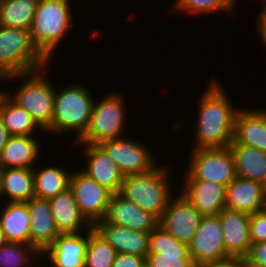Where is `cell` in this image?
Wrapping results in <instances>:
<instances>
[{
  "label": "cell",
  "instance_id": "obj_1",
  "mask_svg": "<svg viewBox=\"0 0 266 267\" xmlns=\"http://www.w3.org/2000/svg\"><path fill=\"white\" fill-rule=\"evenodd\" d=\"M212 78L197 101L198 118L194 149L229 147L233 141L235 118L241 108L232 103L222 84Z\"/></svg>",
  "mask_w": 266,
  "mask_h": 267
},
{
  "label": "cell",
  "instance_id": "obj_2",
  "mask_svg": "<svg viewBox=\"0 0 266 267\" xmlns=\"http://www.w3.org/2000/svg\"><path fill=\"white\" fill-rule=\"evenodd\" d=\"M71 13L70 0L37 2L30 34L34 46L48 62L73 26Z\"/></svg>",
  "mask_w": 266,
  "mask_h": 267
},
{
  "label": "cell",
  "instance_id": "obj_3",
  "mask_svg": "<svg viewBox=\"0 0 266 267\" xmlns=\"http://www.w3.org/2000/svg\"><path fill=\"white\" fill-rule=\"evenodd\" d=\"M46 69L4 77V83L7 80H25L18 89H15L16 92L12 91L13 94L7 92L6 88L4 92L15 104L24 108L31 115L44 133H48L52 127L54 95L56 92L48 77H45Z\"/></svg>",
  "mask_w": 266,
  "mask_h": 267
},
{
  "label": "cell",
  "instance_id": "obj_4",
  "mask_svg": "<svg viewBox=\"0 0 266 267\" xmlns=\"http://www.w3.org/2000/svg\"><path fill=\"white\" fill-rule=\"evenodd\" d=\"M168 169L171 170L159 164L148 173L125 176L119 194L160 219L174 197Z\"/></svg>",
  "mask_w": 266,
  "mask_h": 267
},
{
  "label": "cell",
  "instance_id": "obj_5",
  "mask_svg": "<svg viewBox=\"0 0 266 267\" xmlns=\"http://www.w3.org/2000/svg\"><path fill=\"white\" fill-rule=\"evenodd\" d=\"M69 84L58 89L54 95L52 127L49 133L63 135L76 131L75 142L86 132L96 98L83 84ZM67 131V132H66ZM63 132V133H62Z\"/></svg>",
  "mask_w": 266,
  "mask_h": 267
},
{
  "label": "cell",
  "instance_id": "obj_6",
  "mask_svg": "<svg viewBox=\"0 0 266 267\" xmlns=\"http://www.w3.org/2000/svg\"><path fill=\"white\" fill-rule=\"evenodd\" d=\"M48 61L34 46L29 30L0 26V74L3 77L46 68Z\"/></svg>",
  "mask_w": 266,
  "mask_h": 267
},
{
  "label": "cell",
  "instance_id": "obj_7",
  "mask_svg": "<svg viewBox=\"0 0 266 267\" xmlns=\"http://www.w3.org/2000/svg\"><path fill=\"white\" fill-rule=\"evenodd\" d=\"M115 93H107L108 96L100 102L95 100L89 125L84 135L76 141L77 145H100L104 141L124 136L127 105H124L125 98Z\"/></svg>",
  "mask_w": 266,
  "mask_h": 267
},
{
  "label": "cell",
  "instance_id": "obj_8",
  "mask_svg": "<svg viewBox=\"0 0 266 267\" xmlns=\"http://www.w3.org/2000/svg\"><path fill=\"white\" fill-rule=\"evenodd\" d=\"M191 152L183 181H212L227 187L236 177L230 147L198 148Z\"/></svg>",
  "mask_w": 266,
  "mask_h": 267
},
{
  "label": "cell",
  "instance_id": "obj_9",
  "mask_svg": "<svg viewBox=\"0 0 266 267\" xmlns=\"http://www.w3.org/2000/svg\"><path fill=\"white\" fill-rule=\"evenodd\" d=\"M126 136L104 141L100 146L119 167L124 176L142 175L157 166V159L142 141ZM142 143V144H141Z\"/></svg>",
  "mask_w": 266,
  "mask_h": 267
},
{
  "label": "cell",
  "instance_id": "obj_10",
  "mask_svg": "<svg viewBox=\"0 0 266 267\" xmlns=\"http://www.w3.org/2000/svg\"><path fill=\"white\" fill-rule=\"evenodd\" d=\"M80 213L93 226L105 216L113 192L80 170L72 171L70 187Z\"/></svg>",
  "mask_w": 266,
  "mask_h": 267
},
{
  "label": "cell",
  "instance_id": "obj_11",
  "mask_svg": "<svg viewBox=\"0 0 266 267\" xmlns=\"http://www.w3.org/2000/svg\"><path fill=\"white\" fill-rule=\"evenodd\" d=\"M148 267H195L189 245L178 241L160 225L150 232Z\"/></svg>",
  "mask_w": 266,
  "mask_h": 267
},
{
  "label": "cell",
  "instance_id": "obj_12",
  "mask_svg": "<svg viewBox=\"0 0 266 267\" xmlns=\"http://www.w3.org/2000/svg\"><path fill=\"white\" fill-rule=\"evenodd\" d=\"M202 217L203 215L179 191L164 210L159 225L178 241L189 245Z\"/></svg>",
  "mask_w": 266,
  "mask_h": 267
},
{
  "label": "cell",
  "instance_id": "obj_13",
  "mask_svg": "<svg viewBox=\"0 0 266 267\" xmlns=\"http://www.w3.org/2000/svg\"><path fill=\"white\" fill-rule=\"evenodd\" d=\"M189 251L195 264L221 260L230 256L225 250L223 231L217 215L202 217L189 244Z\"/></svg>",
  "mask_w": 266,
  "mask_h": 267
},
{
  "label": "cell",
  "instance_id": "obj_14",
  "mask_svg": "<svg viewBox=\"0 0 266 267\" xmlns=\"http://www.w3.org/2000/svg\"><path fill=\"white\" fill-rule=\"evenodd\" d=\"M96 223H111L150 233L159 225V219L126 200L119 193H115L109 202L104 218Z\"/></svg>",
  "mask_w": 266,
  "mask_h": 267
},
{
  "label": "cell",
  "instance_id": "obj_15",
  "mask_svg": "<svg viewBox=\"0 0 266 267\" xmlns=\"http://www.w3.org/2000/svg\"><path fill=\"white\" fill-rule=\"evenodd\" d=\"M83 233L60 234L41 254L47 258V264L50 262L46 267H84L88 230L83 229Z\"/></svg>",
  "mask_w": 266,
  "mask_h": 267
},
{
  "label": "cell",
  "instance_id": "obj_16",
  "mask_svg": "<svg viewBox=\"0 0 266 267\" xmlns=\"http://www.w3.org/2000/svg\"><path fill=\"white\" fill-rule=\"evenodd\" d=\"M83 146L86 166L81 170L98 184L107 187L114 194L119 193L124 180V175L119 167L111 159L100 145H79Z\"/></svg>",
  "mask_w": 266,
  "mask_h": 267
},
{
  "label": "cell",
  "instance_id": "obj_17",
  "mask_svg": "<svg viewBox=\"0 0 266 267\" xmlns=\"http://www.w3.org/2000/svg\"><path fill=\"white\" fill-rule=\"evenodd\" d=\"M225 208L249 215L266 209V186L236 176L226 187Z\"/></svg>",
  "mask_w": 266,
  "mask_h": 267
},
{
  "label": "cell",
  "instance_id": "obj_18",
  "mask_svg": "<svg viewBox=\"0 0 266 267\" xmlns=\"http://www.w3.org/2000/svg\"><path fill=\"white\" fill-rule=\"evenodd\" d=\"M225 250L230 256L245 257L252 245L250 240V215L241 211L223 209L218 215Z\"/></svg>",
  "mask_w": 266,
  "mask_h": 267
},
{
  "label": "cell",
  "instance_id": "obj_19",
  "mask_svg": "<svg viewBox=\"0 0 266 267\" xmlns=\"http://www.w3.org/2000/svg\"><path fill=\"white\" fill-rule=\"evenodd\" d=\"M231 145H244L266 152V109L242 107L235 118Z\"/></svg>",
  "mask_w": 266,
  "mask_h": 267
},
{
  "label": "cell",
  "instance_id": "obj_20",
  "mask_svg": "<svg viewBox=\"0 0 266 267\" xmlns=\"http://www.w3.org/2000/svg\"><path fill=\"white\" fill-rule=\"evenodd\" d=\"M180 194L203 216L225 209L226 186L212 181H184Z\"/></svg>",
  "mask_w": 266,
  "mask_h": 267
},
{
  "label": "cell",
  "instance_id": "obj_21",
  "mask_svg": "<svg viewBox=\"0 0 266 267\" xmlns=\"http://www.w3.org/2000/svg\"><path fill=\"white\" fill-rule=\"evenodd\" d=\"M30 213L31 245L41 254L60 235L52 217L48 199L32 197L27 201Z\"/></svg>",
  "mask_w": 266,
  "mask_h": 267
},
{
  "label": "cell",
  "instance_id": "obj_22",
  "mask_svg": "<svg viewBox=\"0 0 266 267\" xmlns=\"http://www.w3.org/2000/svg\"><path fill=\"white\" fill-rule=\"evenodd\" d=\"M93 228L117 253L147 257L150 233L131 230L111 223H95Z\"/></svg>",
  "mask_w": 266,
  "mask_h": 267
},
{
  "label": "cell",
  "instance_id": "obj_23",
  "mask_svg": "<svg viewBox=\"0 0 266 267\" xmlns=\"http://www.w3.org/2000/svg\"><path fill=\"white\" fill-rule=\"evenodd\" d=\"M52 217L60 234L89 230L92 225L80 213L73 191L68 188L49 199Z\"/></svg>",
  "mask_w": 266,
  "mask_h": 267
},
{
  "label": "cell",
  "instance_id": "obj_24",
  "mask_svg": "<svg viewBox=\"0 0 266 267\" xmlns=\"http://www.w3.org/2000/svg\"><path fill=\"white\" fill-rule=\"evenodd\" d=\"M36 136H11L0 155L2 168H33L39 158L41 148Z\"/></svg>",
  "mask_w": 266,
  "mask_h": 267
},
{
  "label": "cell",
  "instance_id": "obj_25",
  "mask_svg": "<svg viewBox=\"0 0 266 267\" xmlns=\"http://www.w3.org/2000/svg\"><path fill=\"white\" fill-rule=\"evenodd\" d=\"M0 228L8 242L31 245L27 202H7L0 210Z\"/></svg>",
  "mask_w": 266,
  "mask_h": 267
},
{
  "label": "cell",
  "instance_id": "obj_26",
  "mask_svg": "<svg viewBox=\"0 0 266 267\" xmlns=\"http://www.w3.org/2000/svg\"><path fill=\"white\" fill-rule=\"evenodd\" d=\"M235 159V174L266 186V152L244 145H230Z\"/></svg>",
  "mask_w": 266,
  "mask_h": 267
},
{
  "label": "cell",
  "instance_id": "obj_27",
  "mask_svg": "<svg viewBox=\"0 0 266 267\" xmlns=\"http://www.w3.org/2000/svg\"><path fill=\"white\" fill-rule=\"evenodd\" d=\"M1 195L7 202H27L34 197L33 168H2Z\"/></svg>",
  "mask_w": 266,
  "mask_h": 267
},
{
  "label": "cell",
  "instance_id": "obj_28",
  "mask_svg": "<svg viewBox=\"0 0 266 267\" xmlns=\"http://www.w3.org/2000/svg\"><path fill=\"white\" fill-rule=\"evenodd\" d=\"M67 170V171H66ZM34 173V197L50 199L70 187L72 171L60 166H45L39 169L33 168Z\"/></svg>",
  "mask_w": 266,
  "mask_h": 267
},
{
  "label": "cell",
  "instance_id": "obj_29",
  "mask_svg": "<svg viewBox=\"0 0 266 267\" xmlns=\"http://www.w3.org/2000/svg\"><path fill=\"white\" fill-rule=\"evenodd\" d=\"M0 118L10 136H36V130L41 129L31 115L15 104L5 92L0 97Z\"/></svg>",
  "mask_w": 266,
  "mask_h": 267
},
{
  "label": "cell",
  "instance_id": "obj_30",
  "mask_svg": "<svg viewBox=\"0 0 266 267\" xmlns=\"http://www.w3.org/2000/svg\"><path fill=\"white\" fill-rule=\"evenodd\" d=\"M38 0H1L0 26L31 29Z\"/></svg>",
  "mask_w": 266,
  "mask_h": 267
},
{
  "label": "cell",
  "instance_id": "obj_31",
  "mask_svg": "<svg viewBox=\"0 0 266 267\" xmlns=\"http://www.w3.org/2000/svg\"><path fill=\"white\" fill-rule=\"evenodd\" d=\"M117 251L93 228L88 230L84 267H112Z\"/></svg>",
  "mask_w": 266,
  "mask_h": 267
},
{
  "label": "cell",
  "instance_id": "obj_32",
  "mask_svg": "<svg viewBox=\"0 0 266 267\" xmlns=\"http://www.w3.org/2000/svg\"><path fill=\"white\" fill-rule=\"evenodd\" d=\"M238 0H176L172 10L174 12H189L197 14H212L215 12L226 13L232 15L236 9Z\"/></svg>",
  "mask_w": 266,
  "mask_h": 267
},
{
  "label": "cell",
  "instance_id": "obj_33",
  "mask_svg": "<svg viewBox=\"0 0 266 267\" xmlns=\"http://www.w3.org/2000/svg\"><path fill=\"white\" fill-rule=\"evenodd\" d=\"M36 255L42 259L41 253L33 245L7 242L0 248V267H31L30 262Z\"/></svg>",
  "mask_w": 266,
  "mask_h": 267
},
{
  "label": "cell",
  "instance_id": "obj_34",
  "mask_svg": "<svg viewBox=\"0 0 266 267\" xmlns=\"http://www.w3.org/2000/svg\"><path fill=\"white\" fill-rule=\"evenodd\" d=\"M249 233L252 244L266 242V209L250 215Z\"/></svg>",
  "mask_w": 266,
  "mask_h": 267
},
{
  "label": "cell",
  "instance_id": "obj_35",
  "mask_svg": "<svg viewBox=\"0 0 266 267\" xmlns=\"http://www.w3.org/2000/svg\"><path fill=\"white\" fill-rule=\"evenodd\" d=\"M245 263L251 267H266V242L252 244Z\"/></svg>",
  "mask_w": 266,
  "mask_h": 267
},
{
  "label": "cell",
  "instance_id": "obj_36",
  "mask_svg": "<svg viewBox=\"0 0 266 267\" xmlns=\"http://www.w3.org/2000/svg\"><path fill=\"white\" fill-rule=\"evenodd\" d=\"M146 258L137 255L117 253L112 267H144Z\"/></svg>",
  "mask_w": 266,
  "mask_h": 267
},
{
  "label": "cell",
  "instance_id": "obj_37",
  "mask_svg": "<svg viewBox=\"0 0 266 267\" xmlns=\"http://www.w3.org/2000/svg\"><path fill=\"white\" fill-rule=\"evenodd\" d=\"M244 264H245L244 257L229 256L221 260L195 264V267H243Z\"/></svg>",
  "mask_w": 266,
  "mask_h": 267
},
{
  "label": "cell",
  "instance_id": "obj_38",
  "mask_svg": "<svg viewBox=\"0 0 266 267\" xmlns=\"http://www.w3.org/2000/svg\"><path fill=\"white\" fill-rule=\"evenodd\" d=\"M264 1V0H263ZM263 9L259 11L258 20H257V33H259L260 38L262 40V44H264L266 48V0L263 2Z\"/></svg>",
  "mask_w": 266,
  "mask_h": 267
},
{
  "label": "cell",
  "instance_id": "obj_39",
  "mask_svg": "<svg viewBox=\"0 0 266 267\" xmlns=\"http://www.w3.org/2000/svg\"><path fill=\"white\" fill-rule=\"evenodd\" d=\"M10 137H11L10 134L8 133L6 128L4 127L3 122L0 118V155H1L3 148L7 144Z\"/></svg>",
  "mask_w": 266,
  "mask_h": 267
},
{
  "label": "cell",
  "instance_id": "obj_40",
  "mask_svg": "<svg viewBox=\"0 0 266 267\" xmlns=\"http://www.w3.org/2000/svg\"><path fill=\"white\" fill-rule=\"evenodd\" d=\"M8 241L6 240L5 234L2 232L0 228V248L4 246Z\"/></svg>",
  "mask_w": 266,
  "mask_h": 267
},
{
  "label": "cell",
  "instance_id": "obj_41",
  "mask_svg": "<svg viewBox=\"0 0 266 267\" xmlns=\"http://www.w3.org/2000/svg\"><path fill=\"white\" fill-rule=\"evenodd\" d=\"M1 174H2V166L0 165V197H2V195H1Z\"/></svg>",
  "mask_w": 266,
  "mask_h": 267
},
{
  "label": "cell",
  "instance_id": "obj_42",
  "mask_svg": "<svg viewBox=\"0 0 266 267\" xmlns=\"http://www.w3.org/2000/svg\"><path fill=\"white\" fill-rule=\"evenodd\" d=\"M0 82H4V77L0 74Z\"/></svg>",
  "mask_w": 266,
  "mask_h": 267
},
{
  "label": "cell",
  "instance_id": "obj_43",
  "mask_svg": "<svg viewBox=\"0 0 266 267\" xmlns=\"http://www.w3.org/2000/svg\"><path fill=\"white\" fill-rule=\"evenodd\" d=\"M3 92H4V90L1 89V90H0V97H1V95L3 94Z\"/></svg>",
  "mask_w": 266,
  "mask_h": 267
},
{
  "label": "cell",
  "instance_id": "obj_44",
  "mask_svg": "<svg viewBox=\"0 0 266 267\" xmlns=\"http://www.w3.org/2000/svg\"><path fill=\"white\" fill-rule=\"evenodd\" d=\"M243 267H251V266H248V265L245 263Z\"/></svg>",
  "mask_w": 266,
  "mask_h": 267
}]
</instances>
